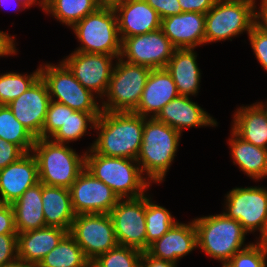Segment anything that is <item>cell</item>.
<instances>
[{"label": "cell", "mask_w": 267, "mask_h": 267, "mask_svg": "<svg viewBox=\"0 0 267 267\" xmlns=\"http://www.w3.org/2000/svg\"><path fill=\"white\" fill-rule=\"evenodd\" d=\"M145 119L134 112L102 111L95 123L97 137L87 150L92 148L102 156L136 160Z\"/></svg>", "instance_id": "1"}, {"label": "cell", "mask_w": 267, "mask_h": 267, "mask_svg": "<svg viewBox=\"0 0 267 267\" xmlns=\"http://www.w3.org/2000/svg\"><path fill=\"white\" fill-rule=\"evenodd\" d=\"M182 134L169 125L146 118L140 152L136 161L145 178L152 184L165 181L176 157Z\"/></svg>", "instance_id": "2"}, {"label": "cell", "mask_w": 267, "mask_h": 267, "mask_svg": "<svg viewBox=\"0 0 267 267\" xmlns=\"http://www.w3.org/2000/svg\"><path fill=\"white\" fill-rule=\"evenodd\" d=\"M85 168L119 199L143 196L152 186L133 159L102 156L91 148L85 151Z\"/></svg>", "instance_id": "3"}, {"label": "cell", "mask_w": 267, "mask_h": 267, "mask_svg": "<svg viewBox=\"0 0 267 267\" xmlns=\"http://www.w3.org/2000/svg\"><path fill=\"white\" fill-rule=\"evenodd\" d=\"M32 153L38 164L39 181L44 185L70 189L85 168V151L78 154L69 144L37 138Z\"/></svg>", "instance_id": "4"}, {"label": "cell", "mask_w": 267, "mask_h": 267, "mask_svg": "<svg viewBox=\"0 0 267 267\" xmlns=\"http://www.w3.org/2000/svg\"><path fill=\"white\" fill-rule=\"evenodd\" d=\"M193 219L197 230L198 249L222 264H226L234 254L252 243L245 242L248 233L242 225L237 220L228 218L223 212Z\"/></svg>", "instance_id": "5"}, {"label": "cell", "mask_w": 267, "mask_h": 267, "mask_svg": "<svg viewBox=\"0 0 267 267\" xmlns=\"http://www.w3.org/2000/svg\"><path fill=\"white\" fill-rule=\"evenodd\" d=\"M257 1L217 0L205 14V45L249 34L256 23Z\"/></svg>", "instance_id": "6"}, {"label": "cell", "mask_w": 267, "mask_h": 267, "mask_svg": "<svg viewBox=\"0 0 267 267\" xmlns=\"http://www.w3.org/2000/svg\"><path fill=\"white\" fill-rule=\"evenodd\" d=\"M79 46L76 52L121 55V39L118 32L117 15L112 7H99L72 28Z\"/></svg>", "instance_id": "7"}, {"label": "cell", "mask_w": 267, "mask_h": 267, "mask_svg": "<svg viewBox=\"0 0 267 267\" xmlns=\"http://www.w3.org/2000/svg\"><path fill=\"white\" fill-rule=\"evenodd\" d=\"M150 72L146 66L131 64L118 57L101 100L102 111L134 112Z\"/></svg>", "instance_id": "8"}, {"label": "cell", "mask_w": 267, "mask_h": 267, "mask_svg": "<svg viewBox=\"0 0 267 267\" xmlns=\"http://www.w3.org/2000/svg\"><path fill=\"white\" fill-rule=\"evenodd\" d=\"M224 197L223 213L247 233L259 232L257 240L267 241V187H235Z\"/></svg>", "instance_id": "9"}, {"label": "cell", "mask_w": 267, "mask_h": 267, "mask_svg": "<svg viewBox=\"0 0 267 267\" xmlns=\"http://www.w3.org/2000/svg\"><path fill=\"white\" fill-rule=\"evenodd\" d=\"M41 78L46 82L52 101L64 104L75 111L101 113V101L75 78L62 62L40 64Z\"/></svg>", "instance_id": "10"}, {"label": "cell", "mask_w": 267, "mask_h": 267, "mask_svg": "<svg viewBox=\"0 0 267 267\" xmlns=\"http://www.w3.org/2000/svg\"><path fill=\"white\" fill-rule=\"evenodd\" d=\"M69 234L91 262L119 245L112 218L107 213L76 215Z\"/></svg>", "instance_id": "11"}, {"label": "cell", "mask_w": 267, "mask_h": 267, "mask_svg": "<svg viewBox=\"0 0 267 267\" xmlns=\"http://www.w3.org/2000/svg\"><path fill=\"white\" fill-rule=\"evenodd\" d=\"M145 208L146 194L136 198L119 199L110 211L120 246L147 251Z\"/></svg>", "instance_id": "12"}, {"label": "cell", "mask_w": 267, "mask_h": 267, "mask_svg": "<svg viewBox=\"0 0 267 267\" xmlns=\"http://www.w3.org/2000/svg\"><path fill=\"white\" fill-rule=\"evenodd\" d=\"M175 47L161 29L124 38L120 58L124 61L146 66L150 69L166 68Z\"/></svg>", "instance_id": "13"}, {"label": "cell", "mask_w": 267, "mask_h": 267, "mask_svg": "<svg viewBox=\"0 0 267 267\" xmlns=\"http://www.w3.org/2000/svg\"><path fill=\"white\" fill-rule=\"evenodd\" d=\"M116 60L114 55L72 51L61 61L82 86L101 101L106 94Z\"/></svg>", "instance_id": "14"}, {"label": "cell", "mask_w": 267, "mask_h": 267, "mask_svg": "<svg viewBox=\"0 0 267 267\" xmlns=\"http://www.w3.org/2000/svg\"><path fill=\"white\" fill-rule=\"evenodd\" d=\"M72 208L76 215L107 213L117 205L119 197L102 181L84 168L70 187Z\"/></svg>", "instance_id": "15"}, {"label": "cell", "mask_w": 267, "mask_h": 267, "mask_svg": "<svg viewBox=\"0 0 267 267\" xmlns=\"http://www.w3.org/2000/svg\"><path fill=\"white\" fill-rule=\"evenodd\" d=\"M50 102L47 84L40 77L7 106L15 118L37 139L42 138V129Z\"/></svg>", "instance_id": "16"}, {"label": "cell", "mask_w": 267, "mask_h": 267, "mask_svg": "<svg viewBox=\"0 0 267 267\" xmlns=\"http://www.w3.org/2000/svg\"><path fill=\"white\" fill-rule=\"evenodd\" d=\"M39 182L38 164L32 152L0 170V203L12 204Z\"/></svg>", "instance_id": "17"}, {"label": "cell", "mask_w": 267, "mask_h": 267, "mask_svg": "<svg viewBox=\"0 0 267 267\" xmlns=\"http://www.w3.org/2000/svg\"><path fill=\"white\" fill-rule=\"evenodd\" d=\"M114 10L121 41L161 29L159 14L144 0H124Z\"/></svg>", "instance_id": "18"}, {"label": "cell", "mask_w": 267, "mask_h": 267, "mask_svg": "<svg viewBox=\"0 0 267 267\" xmlns=\"http://www.w3.org/2000/svg\"><path fill=\"white\" fill-rule=\"evenodd\" d=\"M189 96L179 95L168 102L155 117L181 134L188 128L217 127L218 122Z\"/></svg>", "instance_id": "19"}, {"label": "cell", "mask_w": 267, "mask_h": 267, "mask_svg": "<svg viewBox=\"0 0 267 267\" xmlns=\"http://www.w3.org/2000/svg\"><path fill=\"white\" fill-rule=\"evenodd\" d=\"M197 248V230L194 221L188 223L177 221L169 231L149 246L147 252L155 258L178 264L181 258Z\"/></svg>", "instance_id": "20"}, {"label": "cell", "mask_w": 267, "mask_h": 267, "mask_svg": "<svg viewBox=\"0 0 267 267\" xmlns=\"http://www.w3.org/2000/svg\"><path fill=\"white\" fill-rule=\"evenodd\" d=\"M161 30L176 49L205 44V14L182 12L161 19Z\"/></svg>", "instance_id": "21"}, {"label": "cell", "mask_w": 267, "mask_h": 267, "mask_svg": "<svg viewBox=\"0 0 267 267\" xmlns=\"http://www.w3.org/2000/svg\"><path fill=\"white\" fill-rule=\"evenodd\" d=\"M178 96L174 80L166 68L151 69L134 113L155 118L168 102Z\"/></svg>", "instance_id": "22"}, {"label": "cell", "mask_w": 267, "mask_h": 267, "mask_svg": "<svg viewBox=\"0 0 267 267\" xmlns=\"http://www.w3.org/2000/svg\"><path fill=\"white\" fill-rule=\"evenodd\" d=\"M68 233L62 228L50 226L18 233V258L37 266Z\"/></svg>", "instance_id": "23"}, {"label": "cell", "mask_w": 267, "mask_h": 267, "mask_svg": "<svg viewBox=\"0 0 267 267\" xmlns=\"http://www.w3.org/2000/svg\"><path fill=\"white\" fill-rule=\"evenodd\" d=\"M194 48L175 49L166 70L171 74L179 95L197 96L200 89L201 69Z\"/></svg>", "instance_id": "24"}, {"label": "cell", "mask_w": 267, "mask_h": 267, "mask_svg": "<svg viewBox=\"0 0 267 267\" xmlns=\"http://www.w3.org/2000/svg\"><path fill=\"white\" fill-rule=\"evenodd\" d=\"M231 126V130L244 141L267 149V113L258 101L238 107Z\"/></svg>", "instance_id": "25"}, {"label": "cell", "mask_w": 267, "mask_h": 267, "mask_svg": "<svg viewBox=\"0 0 267 267\" xmlns=\"http://www.w3.org/2000/svg\"><path fill=\"white\" fill-rule=\"evenodd\" d=\"M228 146L233 165L255 182L267 177V149L255 146L238 137L232 130Z\"/></svg>", "instance_id": "26"}, {"label": "cell", "mask_w": 267, "mask_h": 267, "mask_svg": "<svg viewBox=\"0 0 267 267\" xmlns=\"http://www.w3.org/2000/svg\"><path fill=\"white\" fill-rule=\"evenodd\" d=\"M42 202L46 226L59 227L69 232L76 217L70 189L42 184Z\"/></svg>", "instance_id": "27"}, {"label": "cell", "mask_w": 267, "mask_h": 267, "mask_svg": "<svg viewBox=\"0 0 267 267\" xmlns=\"http://www.w3.org/2000/svg\"><path fill=\"white\" fill-rule=\"evenodd\" d=\"M11 206L14 211L17 233L46 227L40 181L29 187Z\"/></svg>", "instance_id": "28"}, {"label": "cell", "mask_w": 267, "mask_h": 267, "mask_svg": "<svg viewBox=\"0 0 267 267\" xmlns=\"http://www.w3.org/2000/svg\"><path fill=\"white\" fill-rule=\"evenodd\" d=\"M99 7L96 0H44L43 12L51 15L62 25L72 28Z\"/></svg>", "instance_id": "29"}, {"label": "cell", "mask_w": 267, "mask_h": 267, "mask_svg": "<svg viewBox=\"0 0 267 267\" xmlns=\"http://www.w3.org/2000/svg\"><path fill=\"white\" fill-rule=\"evenodd\" d=\"M36 267H91V261L68 233Z\"/></svg>", "instance_id": "30"}, {"label": "cell", "mask_w": 267, "mask_h": 267, "mask_svg": "<svg viewBox=\"0 0 267 267\" xmlns=\"http://www.w3.org/2000/svg\"><path fill=\"white\" fill-rule=\"evenodd\" d=\"M100 114L75 111L67 106V120L50 139L63 144L78 141L88 135L87 130L95 129V123Z\"/></svg>", "instance_id": "31"}, {"label": "cell", "mask_w": 267, "mask_h": 267, "mask_svg": "<svg viewBox=\"0 0 267 267\" xmlns=\"http://www.w3.org/2000/svg\"><path fill=\"white\" fill-rule=\"evenodd\" d=\"M152 200L153 197L151 198V196L146 193L145 226L147 250L152 243L161 238L177 222L168 209Z\"/></svg>", "instance_id": "32"}, {"label": "cell", "mask_w": 267, "mask_h": 267, "mask_svg": "<svg viewBox=\"0 0 267 267\" xmlns=\"http://www.w3.org/2000/svg\"><path fill=\"white\" fill-rule=\"evenodd\" d=\"M0 138L32 152L36 138L15 118L7 105H0Z\"/></svg>", "instance_id": "33"}, {"label": "cell", "mask_w": 267, "mask_h": 267, "mask_svg": "<svg viewBox=\"0 0 267 267\" xmlns=\"http://www.w3.org/2000/svg\"><path fill=\"white\" fill-rule=\"evenodd\" d=\"M41 77L40 65L32 73L5 72L0 74V105H8L28 90Z\"/></svg>", "instance_id": "34"}, {"label": "cell", "mask_w": 267, "mask_h": 267, "mask_svg": "<svg viewBox=\"0 0 267 267\" xmlns=\"http://www.w3.org/2000/svg\"><path fill=\"white\" fill-rule=\"evenodd\" d=\"M142 251L126 246H116L99 255L91 262V267H139Z\"/></svg>", "instance_id": "35"}, {"label": "cell", "mask_w": 267, "mask_h": 267, "mask_svg": "<svg viewBox=\"0 0 267 267\" xmlns=\"http://www.w3.org/2000/svg\"><path fill=\"white\" fill-rule=\"evenodd\" d=\"M228 267H267V241L256 240L237 252L226 263Z\"/></svg>", "instance_id": "36"}, {"label": "cell", "mask_w": 267, "mask_h": 267, "mask_svg": "<svg viewBox=\"0 0 267 267\" xmlns=\"http://www.w3.org/2000/svg\"><path fill=\"white\" fill-rule=\"evenodd\" d=\"M67 120V106L50 102L42 129V138H51Z\"/></svg>", "instance_id": "37"}, {"label": "cell", "mask_w": 267, "mask_h": 267, "mask_svg": "<svg viewBox=\"0 0 267 267\" xmlns=\"http://www.w3.org/2000/svg\"><path fill=\"white\" fill-rule=\"evenodd\" d=\"M248 38L256 59L261 67L267 71V32L255 23Z\"/></svg>", "instance_id": "38"}, {"label": "cell", "mask_w": 267, "mask_h": 267, "mask_svg": "<svg viewBox=\"0 0 267 267\" xmlns=\"http://www.w3.org/2000/svg\"><path fill=\"white\" fill-rule=\"evenodd\" d=\"M18 257L17 234H0V266Z\"/></svg>", "instance_id": "39"}, {"label": "cell", "mask_w": 267, "mask_h": 267, "mask_svg": "<svg viewBox=\"0 0 267 267\" xmlns=\"http://www.w3.org/2000/svg\"><path fill=\"white\" fill-rule=\"evenodd\" d=\"M25 152L16 144L0 138V170L17 161Z\"/></svg>", "instance_id": "40"}, {"label": "cell", "mask_w": 267, "mask_h": 267, "mask_svg": "<svg viewBox=\"0 0 267 267\" xmlns=\"http://www.w3.org/2000/svg\"><path fill=\"white\" fill-rule=\"evenodd\" d=\"M160 16L161 19L182 13L178 0H144Z\"/></svg>", "instance_id": "41"}, {"label": "cell", "mask_w": 267, "mask_h": 267, "mask_svg": "<svg viewBox=\"0 0 267 267\" xmlns=\"http://www.w3.org/2000/svg\"><path fill=\"white\" fill-rule=\"evenodd\" d=\"M0 234H18L11 204L0 203Z\"/></svg>", "instance_id": "42"}, {"label": "cell", "mask_w": 267, "mask_h": 267, "mask_svg": "<svg viewBox=\"0 0 267 267\" xmlns=\"http://www.w3.org/2000/svg\"><path fill=\"white\" fill-rule=\"evenodd\" d=\"M182 12L206 14L217 0H178Z\"/></svg>", "instance_id": "43"}, {"label": "cell", "mask_w": 267, "mask_h": 267, "mask_svg": "<svg viewBox=\"0 0 267 267\" xmlns=\"http://www.w3.org/2000/svg\"><path fill=\"white\" fill-rule=\"evenodd\" d=\"M15 35L0 31V57L14 56L17 54Z\"/></svg>", "instance_id": "44"}, {"label": "cell", "mask_w": 267, "mask_h": 267, "mask_svg": "<svg viewBox=\"0 0 267 267\" xmlns=\"http://www.w3.org/2000/svg\"><path fill=\"white\" fill-rule=\"evenodd\" d=\"M178 264L151 256L147 251L142 253L139 267H177Z\"/></svg>", "instance_id": "45"}, {"label": "cell", "mask_w": 267, "mask_h": 267, "mask_svg": "<svg viewBox=\"0 0 267 267\" xmlns=\"http://www.w3.org/2000/svg\"><path fill=\"white\" fill-rule=\"evenodd\" d=\"M256 8V23L267 32V0H260Z\"/></svg>", "instance_id": "46"}, {"label": "cell", "mask_w": 267, "mask_h": 267, "mask_svg": "<svg viewBox=\"0 0 267 267\" xmlns=\"http://www.w3.org/2000/svg\"><path fill=\"white\" fill-rule=\"evenodd\" d=\"M0 7L3 9H10L12 7L13 11H22L27 9L24 5H22L20 2L17 0H0ZM16 8V10H15Z\"/></svg>", "instance_id": "47"}, {"label": "cell", "mask_w": 267, "mask_h": 267, "mask_svg": "<svg viewBox=\"0 0 267 267\" xmlns=\"http://www.w3.org/2000/svg\"><path fill=\"white\" fill-rule=\"evenodd\" d=\"M0 267H36V266L31 263H27L26 261L17 257L12 262L4 264L3 266Z\"/></svg>", "instance_id": "48"}, {"label": "cell", "mask_w": 267, "mask_h": 267, "mask_svg": "<svg viewBox=\"0 0 267 267\" xmlns=\"http://www.w3.org/2000/svg\"><path fill=\"white\" fill-rule=\"evenodd\" d=\"M22 5H24L27 9H30L34 5H39L42 11H44V0H17Z\"/></svg>", "instance_id": "49"}, {"label": "cell", "mask_w": 267, "mask_h": 267, "mask_svg": "<svg viewBox=\"0 0 267 267\" xmlns=\"http://www.w3.org/2000/svg\"><path fill=\"white\" fill-rule=\"evenodd\" d=\"M100 7H112L122 3L124 0H96Z\"/></svg>", "instance_id": "50"}, {"label": "cell", "mask_w": 267, "mask_h": 267, "mask_svg": "<svg viewBox=\"0 0 267 267\" xmlns=\"http://www.w3.org/2000/svg\"><path fill=\"white\" fill-rule=\"evenodd\" d=\"M258 103L264 108V110H265L266 113H267V100H265V102L260 101V102H258Z\"/></svg>", "instance_id": "51"}, {"label": "cell", "mask_w": 267, "mask_h": 267, "mask_svg": "<svg viewBox=\"0 0 267 267\" xmlns=\"http://www.w3.org/2000/svg\"><path fill=\"white\" fill-rule=\"evenodd\" d=\"M221 267H228L226 264H222V266Z\"/></svg>", "instance_id": "52"}]
</instances>
